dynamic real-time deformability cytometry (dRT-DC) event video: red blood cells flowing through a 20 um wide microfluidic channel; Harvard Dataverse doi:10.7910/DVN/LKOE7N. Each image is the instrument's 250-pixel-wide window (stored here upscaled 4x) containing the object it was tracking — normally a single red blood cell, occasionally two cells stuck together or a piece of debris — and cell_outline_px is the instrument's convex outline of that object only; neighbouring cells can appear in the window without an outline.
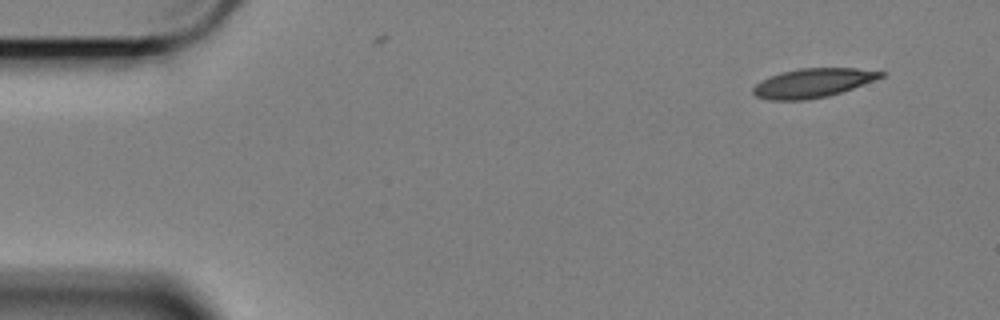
{"species": "Egyptian fruit bat (a non-hibernating species)", "species_latin": "Rousettus aegyptiacus", "temperature_condition": "cold", "stored_images_in_passage": 4, "camera_frame_rate_fps": 3000, "um_per_image_px": 0.085, "animal": {"sex": "female"}, "frame": {"image": 1, "passage_image": 1, "time_ms": 0.0, "image_size_px": [1000, 320], "cell_outline_px": [[884, 76], [852, 88], [828, 96], [804, 100], [768, 100], [756, 96], [752, 92], [752, 88], [760, 80], [780, 72], [800, 68], [856, 68], [884, 72]], "centroid_in_image_um": [69.03, 7.05], "position_along_channel_um": 16.0, "area_um2": 21.5}}